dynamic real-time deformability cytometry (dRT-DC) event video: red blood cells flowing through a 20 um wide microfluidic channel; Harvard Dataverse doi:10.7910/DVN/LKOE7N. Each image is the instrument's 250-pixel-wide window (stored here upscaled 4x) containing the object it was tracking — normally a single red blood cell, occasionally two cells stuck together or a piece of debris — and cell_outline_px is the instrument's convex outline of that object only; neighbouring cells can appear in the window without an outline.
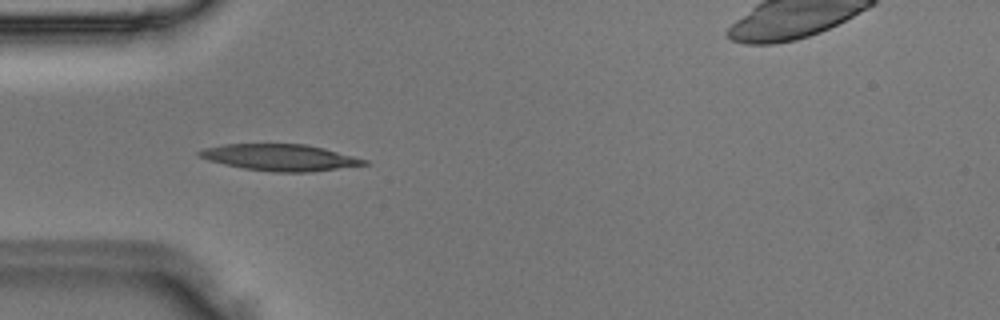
{"species": "Egyptian fruit bat (a non-hibernating species)", "species_latin": "Rousettus aegyptiacus", "temperature_condition": "room temperature", "stored_images_in_passage": 41, "camera_frame_rate_fps": 3000, "um_per_image_px": 0.085, "animal": {"sex": "male"}, "frame": {"image": 1, "passage_image": 13, "time_ms": 4.0, "image_size_px": [1000, 320], "cell_outline_px": [[368, 164], [312, 172], [272, 172], [244, 168], [224, 164], [208, 160], [200, 156], [196, 152], [204, 148], [224, 144], [304, 144], [324, 148], [368, 160]], "centroid_in_image_um": [23.8, 13.38], "position_along_channel_um": 61.2, "area_um2": 25.32}}
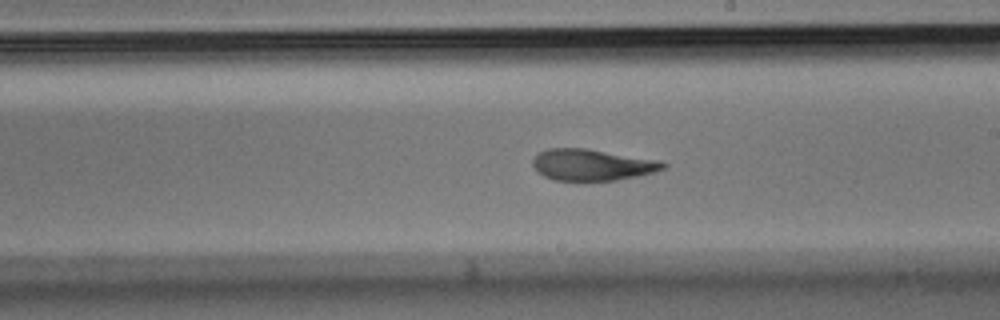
{"frame": {"image": 2, "passage_image": 26, "time_ms": 8.333, "image_size_px": [1000, 320], "cell_outline_px": [[668, 164], [664, 168], [652, 172], [636, 176], [616, 180], [556, 180], [544, 176], [536, 172], [532, 164], [532, 160], [540, 152], [548, 148], [588, 148], [660, 160]], "centroid_in_image_um": [50.32, 13.99], "position_along_channel_um": 238.7, "area_um2": 23.81}}
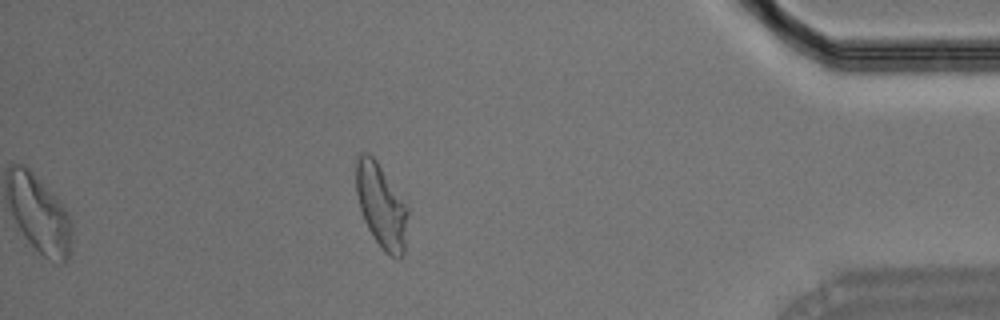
{"frame": {"image": 3, "passage_image": 41, "time_ms": 13.333, "image_size_px": [1000, 320], "cell_outline_px": [[408, 212], [404, 256], [400, 260], [396, 260], [388, 256], [384, 252], [372, 236], [364, 220], [360, 208], [356, 192], [356, 156], [360, 152], [368, 152], [376, 160], [408, 208]], "centroid_in_image_um": [32.4, 17.55], "position_along_channel_um": 402.8, "area_um2": 25.49}}